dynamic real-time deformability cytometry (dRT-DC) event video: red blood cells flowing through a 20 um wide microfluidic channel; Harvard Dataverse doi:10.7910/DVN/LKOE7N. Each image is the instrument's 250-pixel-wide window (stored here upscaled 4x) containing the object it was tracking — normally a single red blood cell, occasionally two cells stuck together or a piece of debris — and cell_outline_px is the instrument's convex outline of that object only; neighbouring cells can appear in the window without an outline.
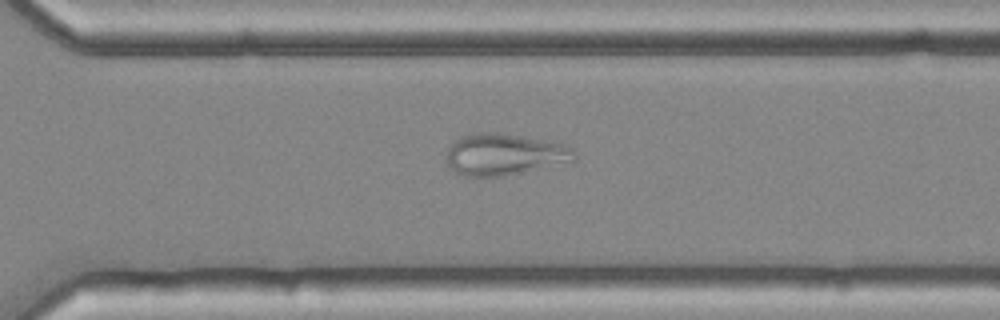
{"species": "common noctule bat (a hibernating species)", "species_latin": "Nyctalus noctula", "temperature_condition": "cold", "stored_images_in_passage": 46, "camera_frame_rate_fps": 3000, "um_per_image_px": 0.085, "animal": {"sex": "female", "body_mass_g": 25.1}, "frame": {"image": 1, "passage_image": 30, "time_ms": 9.667, "image_size_px": [1000, 320], "cell_outline_px": [[576, 160], [504, 176], [464, 176], [456, 172], [448, 164], [448, 148], [460, 136], [476, 132], [496, 132], [520, 136], [564, 144], [572, 148], [576, 152]], "centroid_in_image_um": [42.87, 13.12], "position_along_channel_um": 327.7, "area_um2": 30.63}}
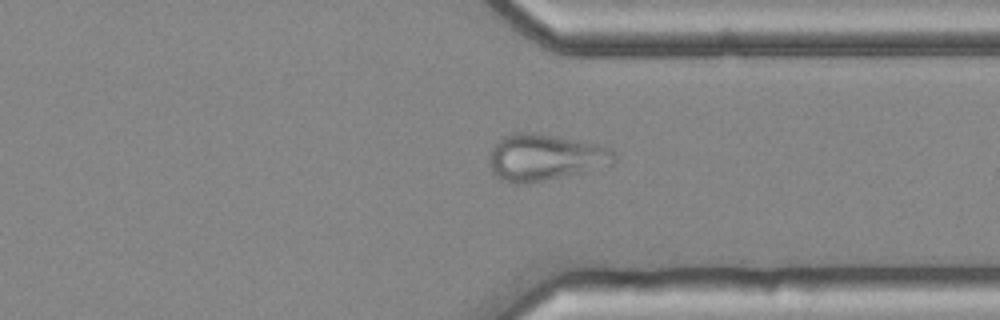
{"frame": {"image": 2, "passage_image": 33, "time_ms": 10.667, "image_size_px": [1000, 320], "cell_outline_px": [[616, 160], [612, 164], [584, 172], [524, 184], [512, 184], [496, 176], [492, 172], [488, 160], [492, 148], [496, 140], [512, 132], [536, 132], [580, 140], [608, 148], [616, 156]], "centroid_in_image_um": [46.27, 13.36], "position_along_channel_um": 365.1, "area_um2": 34.04}}
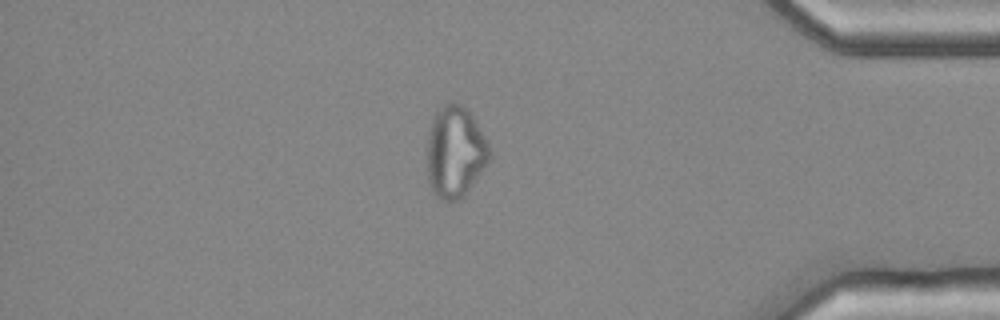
{"frame": {"image": 3, "passage_image": 38, "time_ms": 12.333, "image_size_px": [1000, 320], "cell_outline_px": [[492, 156], [468, 192], [464, 196], [456, 200], [444, 200], [436, 196], [432, 192], [428, 180], [428, 132], [432, 116], [444, 104], [452, 100], [468, 108], [484, 136], [492, 152]], "centroid_in_image_um": [38.69, 12.89], "position_along_channel_um": 396.5, "area_um2": 33.52}}